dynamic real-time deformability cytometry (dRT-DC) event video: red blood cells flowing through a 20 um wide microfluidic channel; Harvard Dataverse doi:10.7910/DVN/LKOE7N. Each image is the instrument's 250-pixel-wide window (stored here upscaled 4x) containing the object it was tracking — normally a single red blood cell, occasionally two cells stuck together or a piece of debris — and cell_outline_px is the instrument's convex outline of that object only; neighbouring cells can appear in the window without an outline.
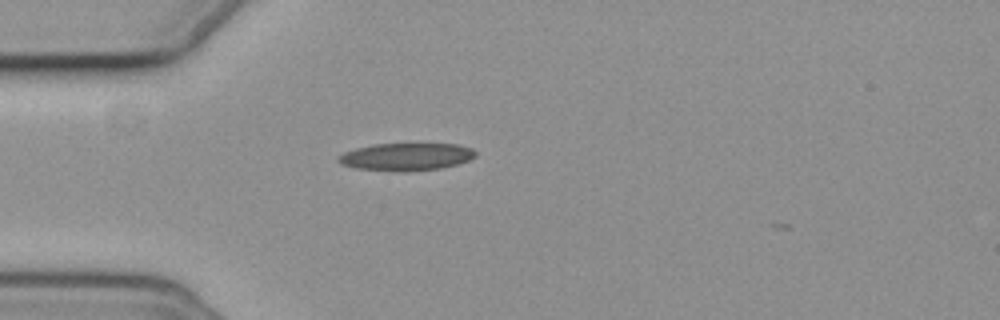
{"species": "common noctule bat (a hibernating species)", "species_latin": "Nyctalus noctula", "temperature_condition": "cold", "stored_images_in_passage": 3, "camera_frame_rate_fps": 3000, "um_per_image_px": 0.085, "animal": {"sex": "female", "body_mass_g": 19.3, "forearm_length_mm": 54.1}, "frame": {"image": 1, "passage_image": 1, "time_ms": 0.0, "image_size_px": [1000, 320], "cell_outline_px": [[476, 156], [468, 160], [456, 164], [440, 168], [408, 172], [396, 172], [356, 168], [340, 164], [336, 160], [344, 152], [356, 148], [372, 144], [456, 144], [472, 148], [476, 152]], "centroid_in_image_um": [34.51, 13.33], "position_along_channel_um": 50.5, "area_um2": 22.08}}